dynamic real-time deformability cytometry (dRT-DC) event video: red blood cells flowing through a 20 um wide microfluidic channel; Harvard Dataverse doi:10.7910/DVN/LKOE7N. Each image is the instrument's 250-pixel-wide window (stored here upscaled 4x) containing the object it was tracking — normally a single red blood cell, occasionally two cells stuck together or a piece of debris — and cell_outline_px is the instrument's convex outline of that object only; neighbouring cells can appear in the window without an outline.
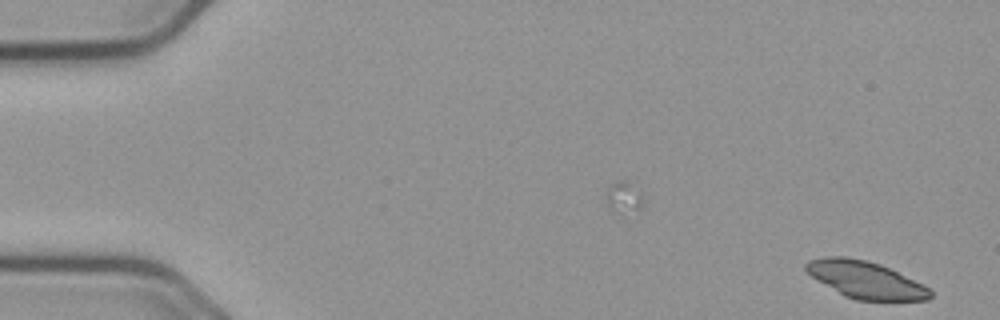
{"species": "common noctule bat (a hibernating species)", "species_latin": "Nyctalus noctula", "temperature_condition": "cold", "stored_images_in_passage": 6, "camera_frame_rate_fps": 3000, "um_per_image_px": 0.085, "animal": {"sex": "male", "body_mass_g": 23.1, "forearm_length_mm": 52.7}, "frame": {"image": 1, "passage_image": 6, "time_ms": 1.667, "image_size_px": [1000, 320], "cell_outline_px": [[932, 296], [928, 300], [856, 300], [844, 296], [816, 280], [804, 268], [804, 264], [808, 260], [824, 256], [844, 256], [864, 260], [880, 264], [924, 284], [932, 292]], "centroid_in_image_um": [73.54, 23.78], "position_along_channel_um": 11.5, "area_um2": 26.82}}